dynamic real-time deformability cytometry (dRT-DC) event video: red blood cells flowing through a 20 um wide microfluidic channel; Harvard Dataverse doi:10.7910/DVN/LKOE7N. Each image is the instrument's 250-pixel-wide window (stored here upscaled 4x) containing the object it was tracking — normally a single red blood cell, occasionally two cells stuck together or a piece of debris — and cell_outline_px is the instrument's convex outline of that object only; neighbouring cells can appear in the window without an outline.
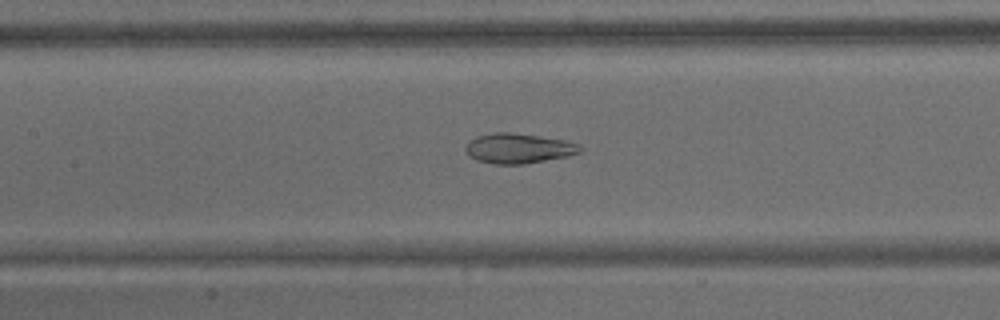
{"species": "common noctule bat (a hibernating species)", "species_latin": "Nyctalus noctula", "temperature_condition": "warm", "stored_images_in_passage": 66, "camera_frame_rate_fps": 3000, "um_per_image_px": 0.085, "animal": {"sex": "male", "body_mass_g": 15.6}, "frame": {"image": 1, "passage_image": 30, "time_ms": 9.667, "image_size_px": [1000, 320], "cell_outline_px": [[584, 148], [580, 152], [568, 156], [524, 164], [492, 164], [476, 160], [468, 156], [464, 148], [476, 136], [492, 132], [508, 132], [564, 140], [576, 144]], "centroid_in_image_um": [44.03, 12.62], "position_along_channel_um": 163.4, "area_um2": 19.88}}
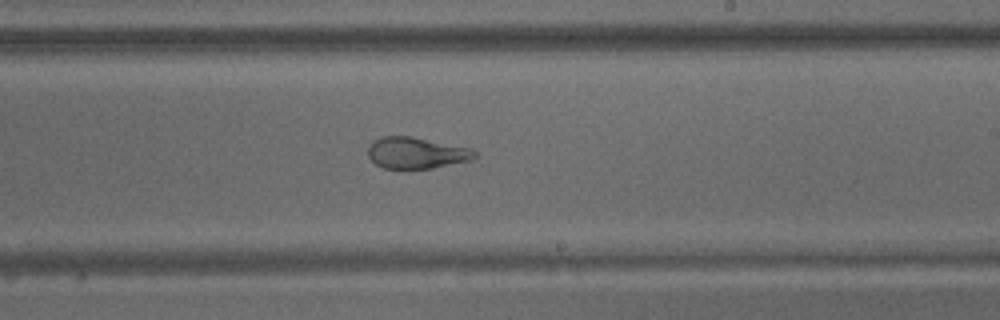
{"frame": {"image": 2, "passage_image": 39, "time_ms": 12.667, "image_size_px": [1000, 320], "cell_outline_px": [[476, 160], [432, 168], [384, 168], [376, 164], [368, 156], [368, 148], [372, 140], [384, 136], [412, 136], [472, 148], [476, 152]], "centroid_in_image_um": [35.44, 12.99], "position_along_channel_um": 253.6, "area_um2": 19.71}}
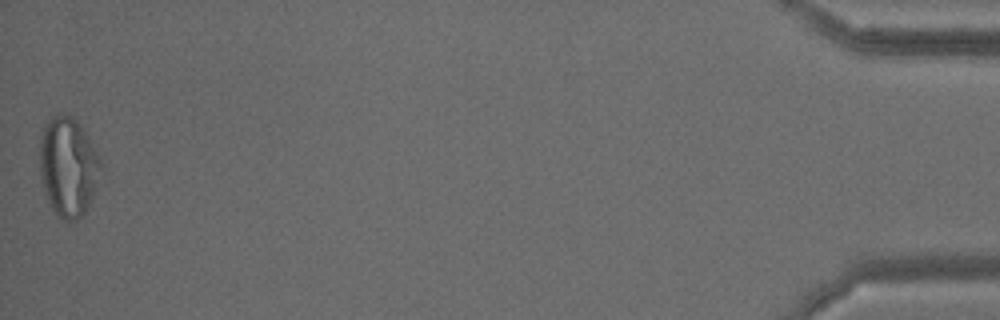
{"frame": {"image": 3, "passage_image": 66, "time_ms": 21.667, "image_size_px": [1000, 320], "cell_outline_px": [[104, 164], [92, 196], [84, 212], [76, 220], [64, 220], [56, 216], [48, 204], [44, 192], [40, 176], [40, 136], [48, 120], [52, 116], [60, 112], [68, 112], [84, 128], [100, 156]], "centroid_in_image_um": [5.79, 14.13], "position_along_channel_um": 429.4, "area_um2": 35.95}, "authors_computed_cell_mechanics": {"area_um2": 26.6458, "velocity_mm_per_s": 3.0247, "shape_relaxation_time_tau1_ms": null, "shape_relaxation_time_tau2_ms": 1.738, "deformation_change_tau1": null, "deformation_change_tau2": 0.0897}}